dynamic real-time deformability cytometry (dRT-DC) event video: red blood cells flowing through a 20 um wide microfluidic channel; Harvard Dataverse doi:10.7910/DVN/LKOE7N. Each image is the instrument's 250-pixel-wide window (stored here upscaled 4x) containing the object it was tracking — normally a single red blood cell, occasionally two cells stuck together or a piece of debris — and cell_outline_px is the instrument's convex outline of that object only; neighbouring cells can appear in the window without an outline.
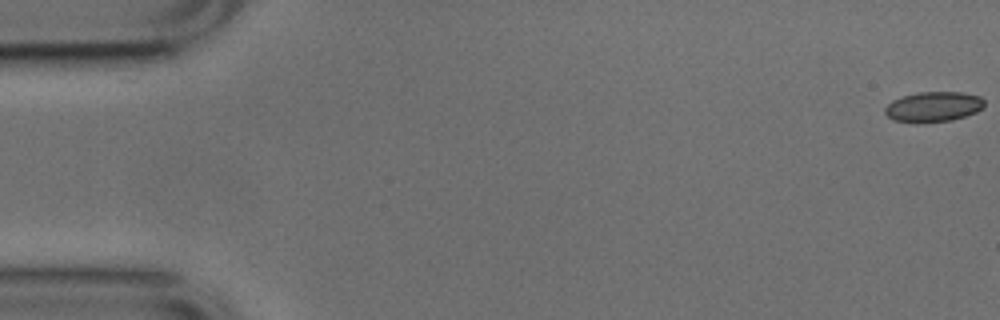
{"species": "common noctule bat (a hibernating species)", "species_latin": "Nyctalus noctula", "temperature_condition": "cold", "stored_images_in_passage": 8, "camera_frame_rate_fps": 3000, "um_per_image_px": 0.085, "animal": {"sex": "male", "body_mass_g": 17.9, "forearm_length_mm": 54.2}, "frame": {"image": 1, "passage_image": 1, "time_ms": 0.0, "image_size_px": [1000, 320], "cell_outline_px": [[984, 108], [976, 112], [952, 120], [916, 124], [892, 120], [884, 112], [884, 108], [892, 100], [904, 96], [920, 92], [960, 92], [980, 96], [984, 100]], "centroid_in_image_um": [79.32, 9.09], "position_along_channel_um": 5.7, "area_um2": 17.69}}